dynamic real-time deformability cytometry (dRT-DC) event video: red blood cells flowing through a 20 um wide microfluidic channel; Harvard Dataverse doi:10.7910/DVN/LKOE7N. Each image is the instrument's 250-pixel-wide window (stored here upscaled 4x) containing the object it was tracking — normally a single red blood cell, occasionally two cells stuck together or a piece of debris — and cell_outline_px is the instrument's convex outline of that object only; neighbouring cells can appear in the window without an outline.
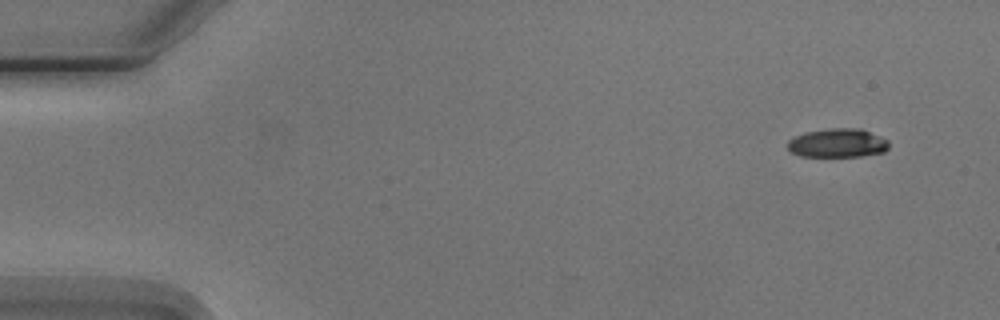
{"species": "Egyptian fruit bat (a non-hibernating species)", "species_latin": "Rousettus aegyptiacus", "temperature_condition": "cold", "stored_images_in_passage": 5, "camera_frame_rate_fps": 3000, "um_per_image_px": 0.085, "animal": {"sex": "male"}, "frame": {"image": 1, "passage_image": 1, "time_ms": 0.0, "image_size_px": [1000, 320], "cell_outline_px": [[888, 148], [884, 152], [860, 156], [800, 156], [792, 152], [788, 148], [788, 140], [804, 132], [832, 128], [860, 128], [888, 140]], "centroid_in_image_um": [71.19, 12.15], "position_along_channel_um": 13.8, "area_um2": 16.88}}
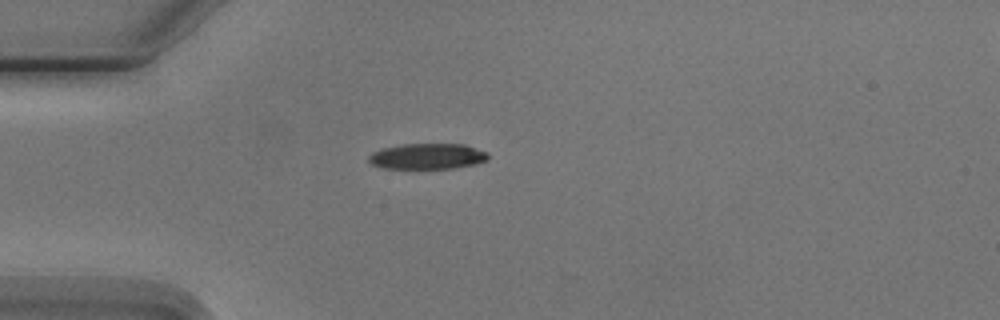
{"frame": {"image": 2, "passage_image": 4, "time_ms": 3.667, "image_size_px": [1000, 320], "cell_outline_px": [[488, 160], [456, 168], [384, 168], [372, 164], [368, 160], [368, 156], [372, 152], [384, 148], [404, 144], [464, 144], [488, 152]], "centroid_in_image_um": [36.34, 13.28], "position_along_channel_um": 48.7, "area_um2": 17.74}}